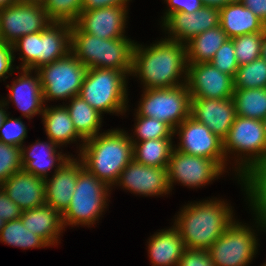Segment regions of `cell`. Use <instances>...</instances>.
I'll return each instance as SVG.
<instances>
[{"mask_svg":"<svg viewBox=\"0 0 266 266\" xmlns=\"http://www.w3.org/2000/svg\"><path fill=\"white\" fill-rule=\"evenodd\" d=\"M184 44L165 38L150 48L143 49L135 43L131 74H138L146 89L183 85L177 79L182 72L187 75V53Z\"/></svg>","mask_w":266,"mask_h":266,"instance_id":"obj_1","label":"cell"},{"mask_svg":"<svg viewBox=\"0 0 266 266\" xmlns=\"http://www.w3.org/2000/svg\"><path fill=\"white\" fill-rule=\"evenodd\" d=\"M82 146L84 167L109 187L117 184L122 170L133 160V143L121 130L97 134Z\"/></svg>","mask_w":266,"mask_h":266,"instance_id":"obj_2","label":"cell"},{"mask_svg":"<svg viewBox=\"0 0 266 266\" xmlns=\"http://www.w3.org/2000/svg\"><path fill=\"white\" fill-rule=\"evenodd\" d=\"M232 216L225 203L210 200L184 207L175 227L187 249L208 250L233 223Z\"/></svg>","mask_w":266,"mask_h":266,"instance_id":"obj_3","label":"cell"},{"mask_svg":"<svg viewBox=\"0 0 266 266\" xmlns=\"http://www.w3.org/2000/svg\"><path fill=\"white\" fill-rule=\"evenodd\" d=\"M134 46L125 37L101 39L71 24V52L87 69L131 71Z\"/></svg>","mask_w":266,"mask_h":266,"instance_id":"obj_4","label":"cell"},{"mask_svg":"<svg viewBox=\"0 0 266 266\" xmlns=\"http://www.w3.org/2000/svg\"><path fill=\"white\" fill-rule=\"evenodd\" d=\"M12 48L23 53L22 69L36 70L71 52V24L52 22L43 31L24 35Z\"/></svg>","mask_w":266,"mask_h":266,"instance_id":"obj_5","label":"cell"},{"mask_svg":"<svg viewBox=\"0 0 266 266\" xmlns=\"http://www.w3.org/2000/svg\"><path fill=\"white\" fill-rule=\"evenodd\" d=\"M131 71L89 68L79 95L99 113L126 111V75Z\"/></svg>","mask_w":266,"mask_h":266,"instance_id":"obj_6","label":"cell"},{"mask_svg":"<svg viewBox=\"0 0 266 266\" xmlns=\"http://www.w3.org/2000/svg\"><path fill=\"white\" fill-rule=\"evenodd\" d=\"M109 186L90 173L85 167L78 172L71 202L62 214L63 226L93 225L104 211ZM105 205V206H104Z\"/></svg>","mask_w":266,"mask_h":266,"instance_id":"obj_7","label":"cell"},{"mask_svg":"<svg viewBox=\"0 0 266 266\" xmlns=\"http://www.w3.org/2000/svg\"><path fill=\"white\" fill-rule=\"evenodd\" d=\"M137 114L168 124L173 130L190 116L191 94L187 84L171 88L145 89Z\"/></svg>","mask_w":266,"mask_h":266,"instance_id":"obj_8","label":"cell"},{"mask_svg":"<svg viewBox=\"0 0 266 266\" xmlns=\"http://www.w3.org/2000/svg\"><path fill=\"white\" fill-rule=\"evenodd\" d=\"M39 74L43 99H68L78 96L87 68L72 52L52 63L36 69Z\"/></svg>","mask_w":266,"mask_h":266,"instance_id":"obj_9","label":"cell"},{"mask_svg":"<svg viewBox=\"0 0 266 266\" xmlns=\"http://www.w3.org/2000/svg\"><path fill=\"white\" fill-rule=\"evenodd\" d=\"M52 22L43 5L15 3L0 10V42L13 45L24 35L43 31Z\"/></svg>","mask_w":266,"mask_h":266,"instance_id":"obj_10","label":"cell"},{"mask_svg":"<svg viewBox=\"0 0 266 266\" xmlns=\"http://www.w3.org/2000/svg\"><path fill=\"white\" fill-rule=\"evenodd\" d=\"M233 222L208 249L216 266H246L256 252L252 231Z\"/></svg>","mask_w":266,"mask_h":266,"instance_id":"obj_11","label":"cell"},{"mask_svg":"<svg viewBox=\"0 0 266 266\" xmlns=\"http://www.w3.org/2000/svg\"><path fill=\"white\" fill-rule=\"evenodd\" d=\"M223 149L227 151L247 152L251 154L247 160L239 165L241 174L252 164L266 158V135L263 122L252 118L237 116L230 127L228 135L223 140ZM244 161V162H243Z\"/></svg>","mask_w":266,"mask_h":266,"instance_id":"obj_12","label":"cell"},{"mask_svg":"<svg viewBox=\"0 0 266 266\" xmlns=\"http://www.w3.org/2000/svg\"><path fill=\"white\" fill-rule=\"evenodd\" d=\"M176 128L174 133L179 128L181 142L175 150L193 156L213 159L224 170L226 159H224L222 139L214 135L206 125L198 122L191 116Z\"/></svg>","mask_w":266,"mask_h":266,"instance_id":"obj_13","label":"cell"},{"mask_svg":"<svg viewBox=\"0 0 266 266\" xmlns=\"http://www.w3.org/2000/svg\"><path fill=\"white\" fill-rule=\"evenodd\" d=\"M166 169L170 190L174 181L195 187L210 182L223 172L213 159L185 154L174 149Z\"/></svg>","mask_w":266,"mask_h":266,"instance_id":"obj_14","label":"cell"},{"mask_svg":"<svg viewBox=\"0 0 266 266\" xmlns=\"http://www.w3.org/2000/svg\"><path fill=\"white\" fill-rule=\"evenodd\" d=\"M185 82L191 98L227 99L234 93L233 77L222 73L210 62L187 64Z\"/></svg>","mask_w":266,"mask_h":266,"instance_id":"obj_15","label":"cell"},{"mask_svg":"<svg viewBox=\"0 0 266 266\" xmlns=\"http://www.w3.org/2000/svg\"><path fill=\"white\" fill-rule=\"evenodd\" d=\"M190 116L206 125L214 135L224 140L236 117L233 98H191Z\"/></svg>","mask_w":266,"mask_h":266,"instance_id":"obj_16","label":"cell"},{"mask_svg":"<svg viewBox=\"0 0 266 266\" xmlns=\"http://www.w3.org/2000/svg\"><path fill=\"white\" fill-rule=\"evenodd\" d=\"M126 6L82 10L75 24L85 33L101 39L124 38Z\"/></svg>","mask_w":266,"mask_h":266,"instance_id":"obj_17","label":"cell"},{"mask_svg":"<svg viewBox=\"0 0 266 266\" xmlns=\"http://www.w3.org/2000/svg\"><path fill=\"white\" fill-rule=\"evenodd\" d=\"M163 23L170 35H173L168 38L169 40L189 42L198 34L219 26L220 11L215 7L203 6L197 12L190 14L173 13Z\"/></svg>","mask_w":266,"mask_h":266,"instance_id":"obj_18","label":"cell"},{"mask_svg":"<svg viewBox=\"0 0 266 266\" xmlns=\"http://www.w3.org/2000/svg\"><path fill=\"white\" fill-rule=\"evenodd\" d=\"M167 167H151L134 159L122 170L118 183L142 195H161L170 191Z\"/></svg>","mask_w":266,"mask_h":266,"instance_id":"obj_19","label":"cell"},{"mask_svg":"<svg viewBox=\"0 0 266 266\" xmlns=\"http://www.w3.org/2000/svg\"><path fill=\"white\" fill-rule=\"evenodd\" d=\"M76 159L70 157L58 164L52 179H45L46 205L51 206L61 215L68 208L76 186L78 172L84 167Z\"/></svg>","mask_w":266,"mask_h":266,"instance_id":"obj_20","label":"cell"},{"mask_svg":"<svg viewBox=\"0 0 266 266\" xmlns=\"http://www.w3.org/2000/svg\"><path fill=\"white\" fill-rule=\"evenodd\" d=\"M0 188L23 211L46 204L45 179L23 169L11 175Z\"/></svg>","mask_w":266,"mask_h":266,"instance_id":"obj_21","label":"cell"},{"mask_svg":"<svg viewBox=\"0 0 266 266\" xmlns=\"http://www.w3.org/2000/svg\"><path fill=\"white\" fill-rule=\"evenodd\" d=\"M220 11V26L228 38L266 31V25L249 8L235 0Z\"/></svg>","mask_w":266,"mask_h":266,"instance_id":"obj_22","label":"cell"},{"mask_svg":"<svg viewBox=\"0 0 266 266\" xmlns=\"http://www.w3.org/2000/svg\"><path fill=\"white\" fill-rule=\"evenodd\" d=\"M22 71L24 74L16 79L10 87L9 98L19 107L23 115L30 119L33 115L41 114L44 111L42 107L43 91L38 73L33 78L29 75L31 70L22 69Z\"/></svg>","mask_w":266,"mask_h":266,"instance_id":"obj_23","label":"cell"},{"mask_svg":"<svg viewBox=\"0 0 266 266\" xmlns=\"http://www.w3.org/2000/svg\"><path fill=\"white\" fill-rule=\"evenodd\" d=\"M20 219L30 232L41 237L49 246L57 243L58 235L64 228L62 215L46 204L24 210Z\"/></svg>","mask_w":266,"mask_h":266,"instance_id":"obj_24","label":"cell"},{"mask_svg":"<svg viewBox=\"0 0 266 266\" xmlns=\"http://www.w3.org/2000/svg\"><path fill=\"white\" fill-rule=\"evenodd\" d=\"M186 249L176 227L158 232L149 241V254L153 266H178Z\"/></svg>","mask_w":266,"mask_h":266,"instance_id":"obj_25","label":"cell"},{"mask_svg":"<svg viewBox=\"0 0 266 266\" xmlns=\"http://www.w3.org/2000/svg\"><path fill=\"white\" fill-rule=\"evenodd\" d=\"M56 145V143L50 140L48 144L36 142L35 145L29 147L28 151L21 147L22 169L43 179L48 178L47 172L54 167L56 160H58V164H63L69 158V156L65 157L60 153L56 154ZM40 148H42V152L39 150Z\"/></svg>","mask_w":266,"mask_h":266,"instance_id":"obj_26","label":"cell"},{"mask_svg":"<svg viewBox=\"0 0 266 266\" xmlns=\"http://www.w3.org/2000/svg\"><path fill=\"white\" fill-rule=\"evenodd\" d=\"M241 180L249 194L253 209L257 214V220L266 227V158L252 164L242 174Z\"/></svg>","mask_w":266,"mask_h":266,"instance_id":"obj_27","label":"cell"},{"mask_svg":"<svg viewBox=\"0 0 266 266\" xmlns=\"http://www.w3.org/2000/svg\"><path fill=\"white\" fill-rule=\"evenodd\" d=\"M227 39L229 38L220 25L193 37L186 42L187 64L210 62Z\"/></svg>","mask_w":266,"mask_h":266,"instance_id":"obj_28","label":"cell"},{"mask_svg":"<svg viewBox=\"0 0 266 266\" xmlns=\"http://www.w3.org/2000/svg\"><path fill=\"white\" fill-rule=\"evenodd\" d=\"M45 131L49 140L58 145L81 138L77 133L66 107L45 108L42 113Z\"/></svg>","mask_w":266,"mask_h":266,"instance_id":"obj_29","label":"cell"},{"mask_svg":"<svg viewBox=\"0 0 266 266\" xmlns=\"http://www.w3.org/2000/svg\"><path fill=\"white\" fill-rule=\"evenodd\" d=\"M172 138H159L133 143V159L138 163L151 167H167L172 147Z\"/></svg>","mask_w":266,"mask_h":266,"instance_id":"obj_30","label":"cell"},{"mask_svg":"<svg viewBox=\"0 0 266 266\" xmlns=\"http://www.w3.org/2000/svg\"><path fill=\"white\" fill-rule=\"evenodd\" d=\"M77 133L84 139L95 137L101 125V113L92 108L80 96L71 98V105L66 106Z\"/></svg>","mask_w":266,"mask_h":266,"instance_id":"obj_31","label":"cell"},{"mask_svg":"<svg viewBox=\"0 0 266 266\" xmlns=\"http://www.w3.org/2000/svg\"><path fill=\"white\" fill-rule=\"evenodd\" d=\"M234 89L236 115L262 121L266 117V88Z\"/></svg>","mask_w":266,"mask_h":266,"instance_id":"obj_32","label":"cell"},{"mask_svg":"<svg viewBox=\"0 0 266 266\" xmlns=\"http://www.w3.org/2000/svg\"><path fill=\"white\" fill-rule=\"evenodd\" d=\"M0 241L22 249L49 246L41 237L30 232L20 218L6 222L0 232Z\"/></svg>","mask_w":266,"mask_h":266,"instance_id":"obj_33","label":"cell"},{"mask_svg":"<svg viewBox=\"0 0 266 266\" xmlns=\"http://www.w3.org/2000/svg\"><path fill=\"white\" fill-rule=\"evenodd\" d=\"M234 88H266V61L260 57L240 65L233 78Z\"/></svg>","mask_w":266,"mask_h":266,"instance_id":"obj_34","label":"cell"},{"mask_svg":"<svg viewBox=\"0 0 266 266\" xmlns=\"http://www.w3.org/2000/svg\"><path fill=\"white\" fill-rule=\"evenodd\" d=\"M264 33H250L233 38L235 56L238 65L251 63L261 57Z\"/></svg>","mask_w":266,"mask_h":266,"instance_id":"obj_35","label":"cell"},{"mask_svg":"<svg viewBox=\"0 0 266 266\" xmlns=\"http://www.w3.org/2000/svg\"><path fill=\"white\" fill-rule=\"evenodd\" d=\"M43 7L53 22L73 24L82 11V0H46Z\"/></svg>","mask_w":266,"mask_h":266,"instance_id":"obj_36","label":"cell"},{"mask_svg":"<svg viewBox=\"0 0 266 266\" xmlns=\"http://www.w3.org/2000/svg\"><path fill=\"white\" fill-rule=\"evenodd\" d=\"M135 131L141 141L171 138L174 135V130L165 122L138 114Z\"/></svg>","mask_w":266,"mask_h":266,"instance_id":"obj_37","label":"cell"},{"mask_svg":"<svg viewBox=\"0 0 266 266\" xmlns=\"http://www.w3.org/2000/svg\"><path fill=\"white\" fill-rule=\"evenodd\" d=\"M21 147L0 141V186L15 172L22 170Z\"/></svg>","mask_w":266,"mask_h":266,"instance_id":"obj_38","label":"cell"},{"mask_svg":"<svg viewBox=\"0 0 266 266\" xmlns=\"http://www.w3.org/2000/svg\"><path fill=\"white\" fill-rule=\"evenodd\" d=\"M210 63L222 73H226L234 78L239 65L236 60L232 39L229 38L222 44Z\"/></svg>","mask_w":266,"mask_h":266,"instance_id":"obj_39","label":"cell"},{"mask_svg":"<svg viewBox=\"0 0 266 266\" xmlns=\"http://www.w3.org/2000/svg\"><path fill=\"white\" fill-rule=\"evenodd\" d=\"M26 127L19 119H13L6 115L0 127V141L7 145L22 147V142L26 138Z\"/></svg>","mask_w":266,"mask_h":266,"instance_id":"obj_40","label":"cell"},{"mask_svg":"<svg viewBox=\"0 0 266 266\" xmlns=\"http://www.w3.org/2000/svg\"><path fill=\"white\" fill-rule=\"evenodd\" d=\"M178 266H216L208 250L186 249Z\"/></svg>","mask_w":266,"mask_h":266,"instance_id":"obj_41","label":"cell"},{"mask_svg":"<svg viewBox=\"0 0 266 266\" xmlns=\"http://www.w3.org/2000/svg\"><path fill=\"white\" fill-rule=\"evenodd\" d=\"M0 218L9 222L19 219L23 210L0 188Z\"/></svg>","mask_w":266,"mask_h":266,"instance_id":"obj_42","label":"cell"},{"mask_svg":"<svg viewBox=\"0 0 266 266\" xmlns=\"http://www.w3.org/2000/svg\"><path fill=\"white\" fill-rule=\"evenodd\" d=\"M169 5V10L164 16V21L173 13H187L197 12L204 5L202 0H166Z\"/></svg>","mask_w":266,"mask_h":266,"instance_id":"obj_43","label":"cell"},{"mask_svg":"<svg viewBox=\"0 0 266 266\" xmlns=\"http://www.w3.org/2000/svg\"><path fill=\"white\" fill-rule=\"evenodd\" d=\"M13 52L12 45L0 42V78L5 77L13 69L12 62L15 58Z\"/></svg>","mask_w":266,"mask_h":266,"instance_id":"obj_44","label":"cell"},{"mask_svg":"<svg viewBox=\"0 0 266 266\" xmlns=\"http://www.w3.org/2000/svg\"><path fill=\"white\" fill-rule=\"evenodd\" d=\"M129 0H82V10H92L112 6H125Z\"/></svg>","mask_w":266,"mask_h":266,"instance_id":"obj_45","label":"cell"},{"mask_svg":"<svg viewBox=\"0 0 266 266\" xmlns=\"http://www.w3.org/2000/svg\"><path fill=\"white\" fill-rule=\"evenodd\" d=\"M266 25V0H239Z\"/></svg>","mask_w":266,"mask_h":266,"instance_id":"obj_46","label":"cell"},{"mask_svg":"<svg viewBox=\"0 0 266 266\" xmlns=\"http://www.w3.org/2000/svg\"><path fill=\"white\" fill-rule=\"evenodd\" d=\"M235 0H202L204 6L208 7H215V8H222L225 7L227 4L232 3Z\"/></svg>","mask_w":266,"mask_h":266,"instance_id":"obj_47","label":"cell"},{"mask_svg":"<svg viewBox=\"0 0 266 266\" xmlns=\"http://www.w3.org/2000/svg\"><path fill=\"white\" fill-rule=\"evenodd\" d=\"M15 3H18V0H0V10L5 9Z\"/></svg>","mask_w":266,"mask_h":266,"instance_id":"obj_48","label":"cell"},{"mask_svg":"<svg viewBox=\"0 0 266 266\" xmlns=\"http://www.w3.org/2000/svg\"><path fill=\"white\" fill-rule=\"evenodd\" d=\"M7 105V103H4V102H1L0 101V127H1V125H2V123H3V121H4V119H5V117H6V111L4 110V109H2V107L4 106H6Z\"/></svg>","mask_w":266,"mask_h":266,"instance_id":"obj_49","label":"cell"},{"mask_svg":"<svg viewBox=\"0 0 266 266\" xmlns=\"http://www.w3.org/2000/svg\"><path fill=\"white\" fill-rule=\"evenodd\" d=\"M261 57L266 61V31L264 33V40L262 43Z\"/></svg>","mask_w":266,"mask_h":266,"instance_id":"obj_50","label":"cell"},{"mask_svg":"<svg viewBox=\"0 0 266 266\" xmlns=\"http://www.w3.org/2000/svg\"><path fill=\"white\" fill-rule=\"evenodd\" d=\"M46 0H18V2L22 3H32V4H40L43 5Z\"/></svg>","mask_w":266,"mask_h":266,"instance_id":"obj_51","label":"cell"},{"mask_svg":"<svg viewBox=\"0 0 266 266\" xmlns=\"http://www.w3.org/2000/svg\"><path fill=\"white\" fill-rule=\"evenodd\" d=\"M5 224H6V221L0 218V232Z\"/></svg>","mask_w":266,"mask_h":266,"instance_id":"obj_52","label":"cell"},{"mask_svg":"<svg viewBox=\"0 0 266 266\" xmlns=\"http://www.w3.org/2000/svg\"><path fill=\"white\" fill-rule=\"evenodd\" d=\"M262 122H263L264 131H265V135H266V117L262 120Z\"/></svg>","mask_w":266,"mask_h":266,"instance_id":"obj_53","label":"cell"}]
</instances>
